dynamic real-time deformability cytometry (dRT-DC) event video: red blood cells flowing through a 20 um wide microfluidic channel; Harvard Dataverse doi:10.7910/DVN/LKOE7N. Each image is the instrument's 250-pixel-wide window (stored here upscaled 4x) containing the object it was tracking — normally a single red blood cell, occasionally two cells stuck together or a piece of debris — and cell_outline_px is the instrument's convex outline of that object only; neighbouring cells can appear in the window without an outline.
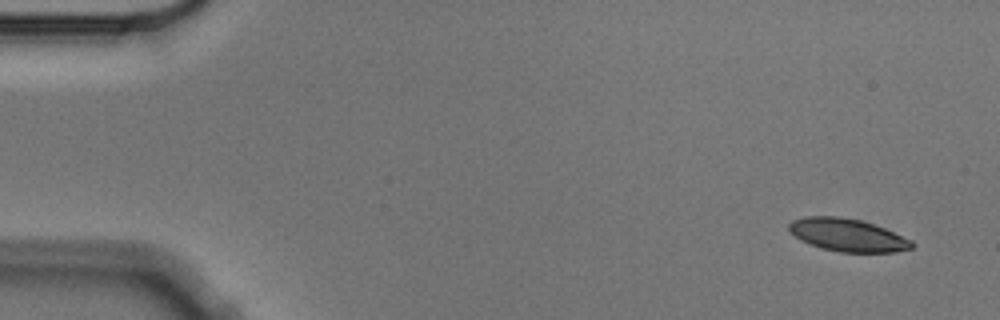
{"species": "Egyptian fruit bat (a non-hibernating species)", "species_latin": "Rousettus aegyptiacus", "temperature_condition": "cold", "stored_images_in_passage": 5, "camera_frame_rate_fps": 3000, "um_per_image_px": 0.085, "animal": {"sex": "male"}, "frame": {"image": 1, "passage_image": 1, "time_ms": 0.0, "image_size_px": [1000, 320], "cell_outline_px": [[916, 244], [912, 248], [896, 252], [840, 252], [820, 248], [800, 240], [788, 228], [788, 224], [792, 220], [804, 216], [840, 216], [860, 220], [884, 228], [912, 240]], "centroid_in_image_um": [72.04, 19.98], "position_along_channel_um": 13.0, "area_um2": 23.47}}
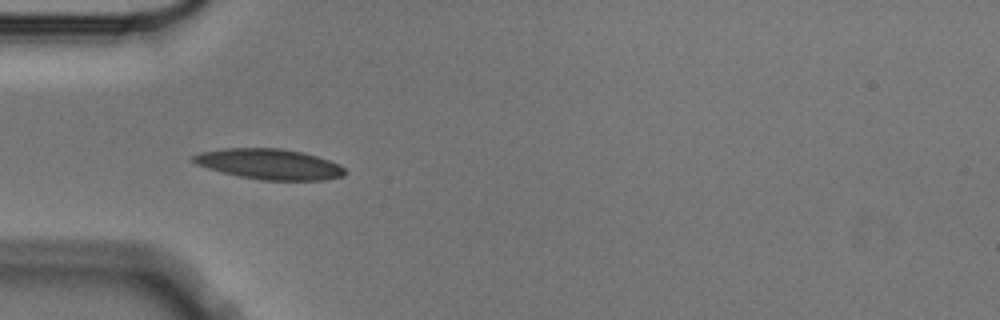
{"frame": {"image": 2, "passage_image": 4, "time_ms": 1.0, "image_size_px": [1000, 320], "cell_outline_px": [[344, 176], [324, 180], [260, 180], [240, 176], [208, 168], [196, 164], [192, 160], [192, 156], [200, 152], [224, 148], [280, 148], [304, 152], [340, 164], [344, 168]], "centroid_in_image_um": [22.9, 13.94], "position_along_channel_um": 62.1, "area_um2": 26.82}}
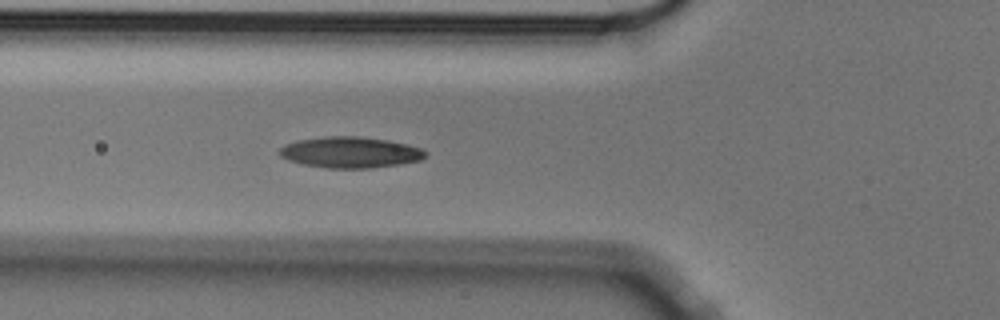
{"frame": {"image": 3, "passage_image": 5, "time_ms": 1.333, "image_size_px": [1000, 320], "cell_outline_px": [[428, 152], [420, 160], [400, 164], [368, 168], [328, 168], [304, 164], [288, 160], [280, 156], [280, 148], [284, 144], [296, 140], [324, 136], [360, 136], [388, 140], [408, 144], [420, 148]], "centroid_in_image_um": [29.76, 12.93], "position_along_channel_um": 96.0, "area_um2": 26.41}}